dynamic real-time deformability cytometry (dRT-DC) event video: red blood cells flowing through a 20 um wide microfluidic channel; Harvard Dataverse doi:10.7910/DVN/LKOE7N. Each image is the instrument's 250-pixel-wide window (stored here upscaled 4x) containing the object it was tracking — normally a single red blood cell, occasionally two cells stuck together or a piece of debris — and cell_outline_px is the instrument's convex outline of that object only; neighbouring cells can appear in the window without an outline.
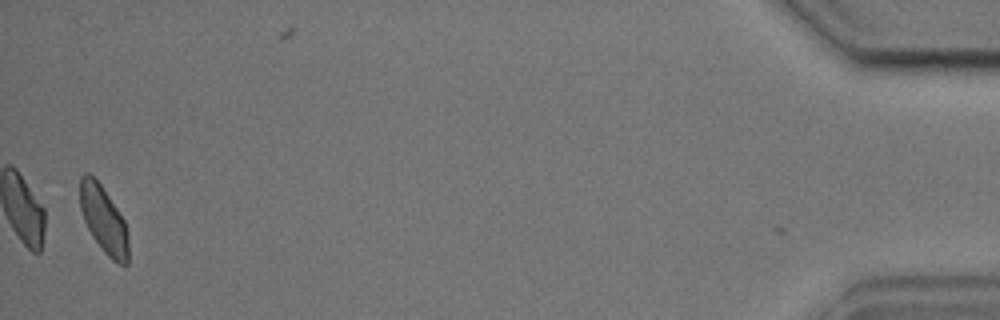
{"species": "common noctule bat (a hibernating species)", "species_latin": "Nyctalus noctula", "temperature_condition": "cold", "stored_images_in_passage": 56, "camera_frame_rate_fps": 3000, "um_per_image_px": 0.085, "animal": {"sex": "male", "body_mass_g": 17.9, "forearm_length_mm": 54.2}, "frame": {"image": 1, "passage_image": 55, "time_ms": 18.0, "image_size_px": [1000, 320], "cell_outline_px": [[128, 264], [120, 264], [112, 260], [104, 252], [92, 236], [84, 220], [80, 208], [80, 176], [84, 172], [88, 172], [100, 184], [124, 220], [128, 232]], "centroid_in_image_um": [8.8, 18.68], "position_along_channel_um": 426.4, "area_um2": 18.73}, "authors_computed_cell_mechanics": {"area_um2": 20.2878, "velocity_mm_per_s": 3.585, "shape_relaxation_time_tau1_ms": 5.4703, "shape_relaxation_time_tau2_ms": 1.2782, "deformation_change_tau1": 0.0758, "deformation_change_tau2": 0.0644}}